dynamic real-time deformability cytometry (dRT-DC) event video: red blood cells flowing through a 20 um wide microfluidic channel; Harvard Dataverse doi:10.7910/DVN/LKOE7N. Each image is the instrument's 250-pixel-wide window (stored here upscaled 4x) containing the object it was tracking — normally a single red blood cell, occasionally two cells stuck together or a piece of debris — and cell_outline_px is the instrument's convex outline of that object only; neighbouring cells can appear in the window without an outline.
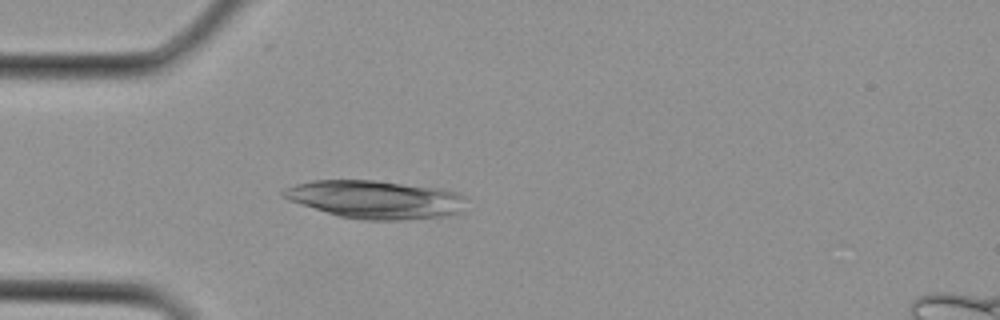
{"species": "Egyptian fruit bat (a non-hibernating species)", "species_latin": "Rousettus aegyptiacus", "temperature_condition": "cold", "stored_images_in_passage": 3, "camera_frame_rate_fps": 3000, "um_per_image_px": 0.085, "animal": {"sex": "female"}, "frame": {"image": 1, "passage_image": 3, "time_ms": 0.667, "image_size_px": [1000, 320], "cell_outline_px": [[464, 212], [448, 216], [404, 220], [364, 220], [340, 216], [300, 204], [288, 200], [280, 196], [280, 192], [284, 188], [296, 184], [312, 180], [372, 180], [440, 188], [460, 192], [464, 196]], "centroid_in_image_um": [31.94, 16.95], "position_along_channel_um": 53.1, "area_um2": 40.92}}